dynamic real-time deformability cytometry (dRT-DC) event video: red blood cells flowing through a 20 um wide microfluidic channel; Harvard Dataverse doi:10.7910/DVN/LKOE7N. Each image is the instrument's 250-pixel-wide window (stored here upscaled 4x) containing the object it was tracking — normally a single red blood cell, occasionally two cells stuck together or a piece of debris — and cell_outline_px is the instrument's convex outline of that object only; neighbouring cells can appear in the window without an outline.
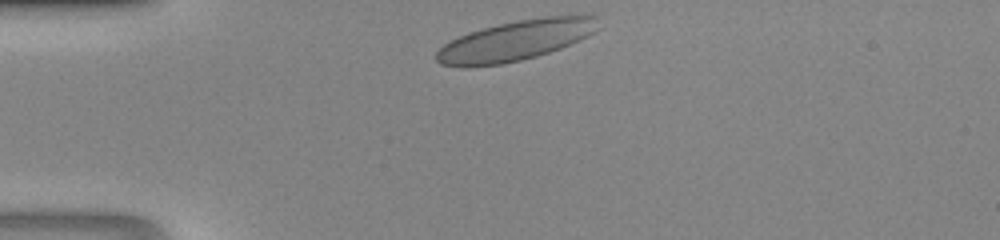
{"species": "human", "species_latin": "Homo sapiens", "temperature_condition": "room temperature", "stored_images_in_passage": 26, "camera_frame_rate_fps": 3000, "um_per_image_px": 0.085, "donor": {"sex": "male"}, "frame": {"image": 1, "passage_image": 1, "time_ms": 0.0, "image_size_px": [1000, 240], "cell_outline_px": [[600, 28], [596, 32], [580, 40], [560, 48], [536, 56], [504, 64], [472, 68], [460, 68], [440, 64], [436, 60], [436, 52], [444, 44], [468, 32], [500, 24], [520, 20], [548, 16], [596, 16]], "centroid_in_image_um": [43.79, 3.48], "position_along_channel_um": 41.2, "area_um2": 37.92}}
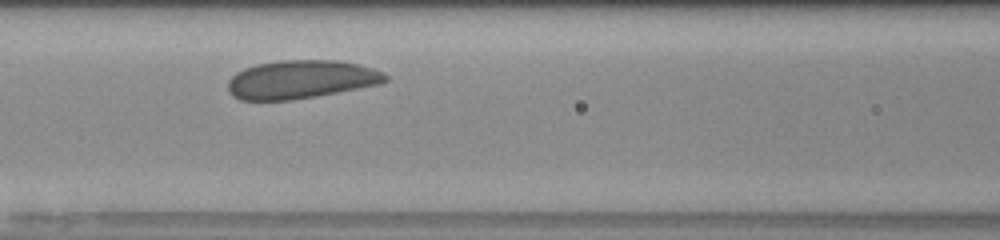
{"frame": {"image": 2, "passage_image": 10, "time_ms": 3.0, "image_size_px": [1000, 240], "cell_outline_px": [[388, 80], [380, 84], [316, 96], [292, 100], [240, 100], [232, 96], [228, 92], [228, 80], [236, 72], [244, 68], [256, 64], [280, 60], [336, 60], [360, 64], [384, 72], [388, 76]], "centroid_in_image_um": [25.57, 6.75], "position_along_channel_um": 141.0, "area_um2": 35.43}}
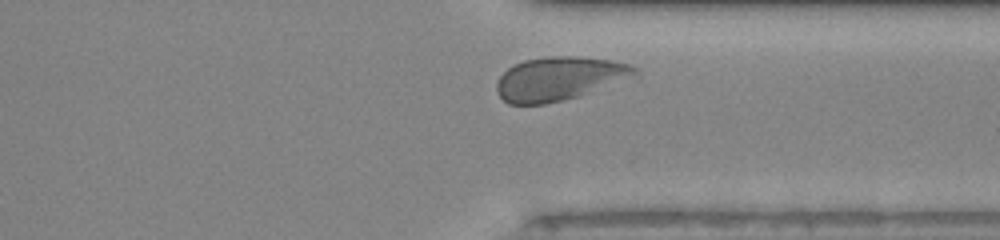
{"frame": {"image": 3, "passage_image": 25, "time_ms": 8.0, "image_size_px": [1000, 240], "cell_outline_px": [[640, 80], [564, 100], [544, 104], [508, 104], [500, 96], [496, 88], [496, 84], [500, 76], [508, 68], [524, 60], [548, 56], [572, 56], [612, 60], [632, 64], [640, 72]], "centroid_in_image_um": [47.74, 6.69], "position_along_channel_um": 363.7, "area_um2": 36.36}}